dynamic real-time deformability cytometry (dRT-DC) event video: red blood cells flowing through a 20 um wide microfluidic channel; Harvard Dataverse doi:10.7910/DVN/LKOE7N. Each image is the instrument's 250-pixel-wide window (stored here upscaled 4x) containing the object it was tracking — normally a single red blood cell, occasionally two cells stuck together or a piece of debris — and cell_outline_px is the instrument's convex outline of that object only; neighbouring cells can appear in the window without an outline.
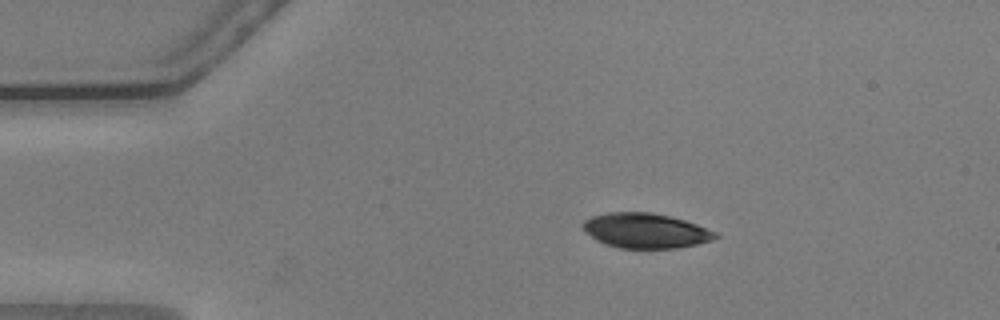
{"species": "common noctule bat (a hibernating species)", "species_latin": "Nyctalus noctula", "temperature_condition": "warm", "stored_images_in_passage": 46, "camera_frame_rate_fps": 3000, "um_per_image_px": 0.085, "animal": {"sex": "male", "body_mass_g": 20.5, "forearm_length_mm": 52.5}, "frame": {"image": 1, "passage_image": 1, "time_ms": 0.0, "image_size_px": [1000, 320], "cell_outline_px": [[720, 236], [712, 240], [696, 244], [676, 248], [620, 248], [604, 244], [596, 240], [584, 232], [580, 224], [584, 220], [592, 216], [608, 212], [652, 212], [672, 216], [720, 232]], "centroid_in_image_um": [54.87, 19.6], "position_along_channel_um": 30.1, "area_um2": 27.34}}
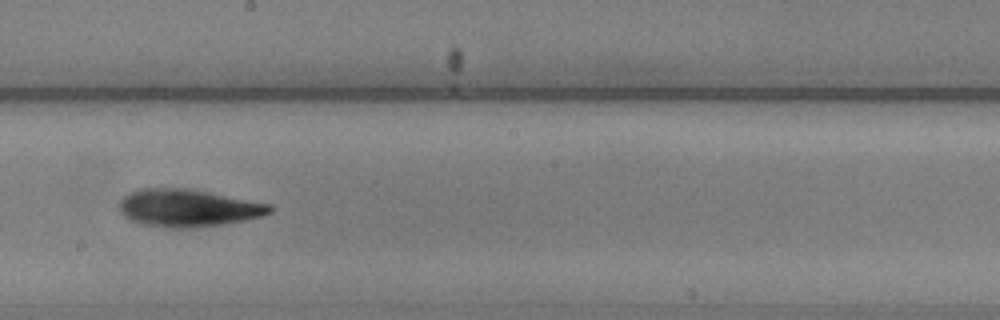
{"frame": {"image": 2, "passage_image": 22, "time_ms": 7.0, "image_size_px": [1000, 320], "cell_outline_px": [[272, 212], [260, 216], [244, 220], [224, 224], [196, 228], [168, 228], [144, 224], [132, 220], [124, 216], [120, 212], [116, 204], [128, 192], [140, 188], [188, 188], [272, 204]], "centroid_in_image_um": [15.94, 17.67], "position_along_channel_um": 232.3, "area_um2": 33.12}}
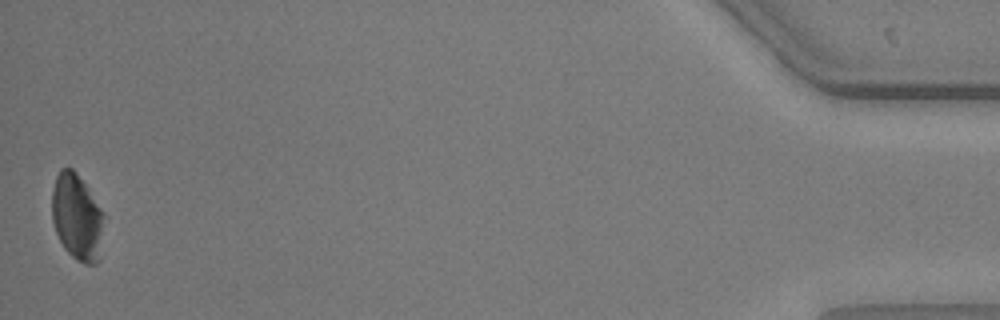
{"frame": {"image": 3, "passage_image": 46, "time_ms": 15.0, "image_size_px": [1000, 320], "cell_outline_px": [[104, 216], [100, 260], [96, 264], [84, 264], [76, 260], [64, 248], [56, 232], [52, 220], [52, 188], [56, 176], [60, 168], [72, 168], [76, 172], [104, 212]], "centroid_in_image_um": [6.55, 18.48], "position_along_channel_um": 428.6, "area_um2": 26.36}}